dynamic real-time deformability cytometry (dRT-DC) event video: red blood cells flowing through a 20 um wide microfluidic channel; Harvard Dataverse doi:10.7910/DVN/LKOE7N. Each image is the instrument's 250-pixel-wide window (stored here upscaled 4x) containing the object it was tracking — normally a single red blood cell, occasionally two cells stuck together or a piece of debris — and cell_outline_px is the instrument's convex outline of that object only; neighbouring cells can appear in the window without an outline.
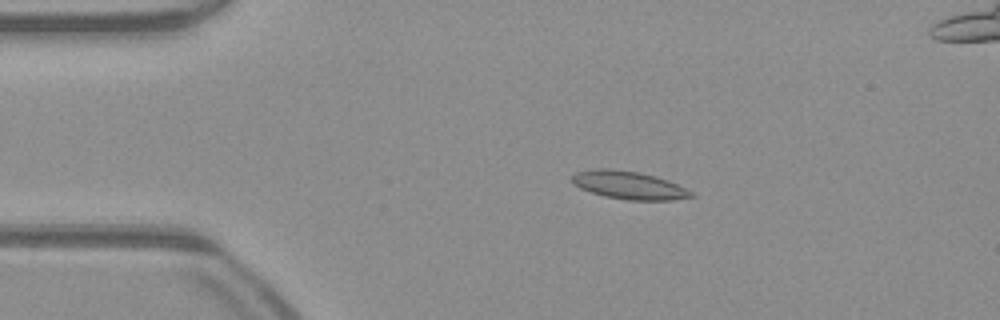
{"species": "common noctule bat (a hibernating species)", "species_latin": "Nyctalus noctula", "temperature_condition": "warm", "stored_images_in_passage": 51, "camera_frame_rate_fps": 3000, "um_per_image_px": 0.085, "animal": {"sex": "male", "body_mass_g": 23.1, "forearm_length_mm": 52.7}, "frame": {"image": 1, "passage_image": 9, "time_ms": 2.667, "image_size_px": [1000, 320], "cell_outline_px": [[696, 196], [672, 200], [628, 200], [604, 196], [580, 188], [572, 184], [572, 176], [576, 172], [596, 168], [612, 168], [640, 172], [656, 176], [668, 180], [692, 192]], "centroid_in_image_um": [53.44, 15.73], "position_along_channel_um": 31.6, "area_um2": 19.48}}
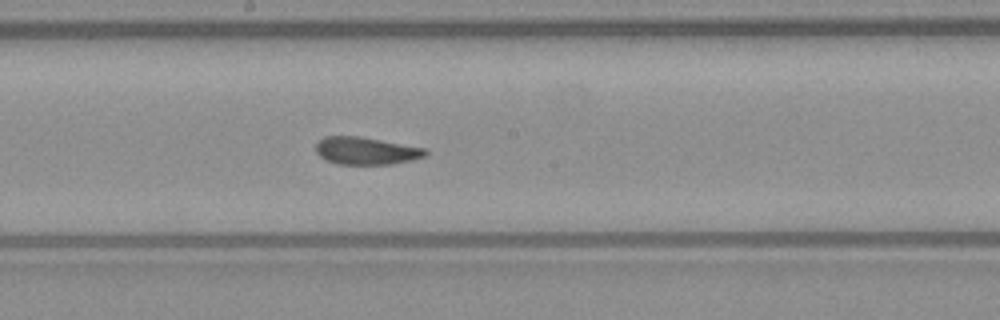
{"frame": {"image": 2, "passage_image": 26, "time_ms": 8.333, "image_size_px": [1000, 320], "cell_outline_px": [[428, 152], [424, 156], [412, 160], [392, 164], [336, 164], [320, 156], [316, 152], [316, 144], [324, 136], [360, 136], [424, 148]], "centroid_in_image_um": [31.1, 12.82], "position_along_channel_um": 217.1, "area_um2": 17.4}}
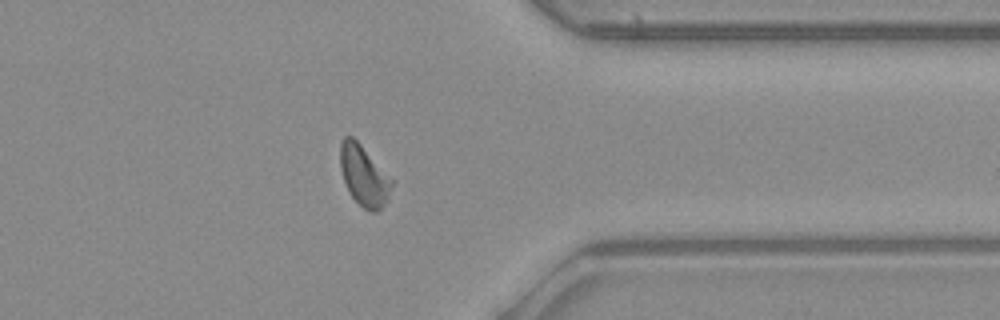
{"frame": {"image": 3, "passage_image": 39, "time_ms": 12.667, "image_size_px": [1000, 320], "cell_outline_px": [[392, 184], [388, 200], [376, 212], [372, 212], [364, 208], [348, 192], [340, 168], [340, 140], [344, 136], [352, 136], [360, 144], [392, 180]], "centroid_in_image_um": [30.9, 14.92], "position_along_channel_um": 380.5, "area_um2": 17.8}, "authors_computed_cell_mechanics": {"area_um2": 18.0336, "velocity_mm_per_s": 4.0475, "shape_relaxation_time_tau1_ms": 6.9737, "shape_relaxation_time_tau2_ms": 2.1917, "deformation_change_tau1": 0.1778, "deformation_change_tau2": 0.071}}